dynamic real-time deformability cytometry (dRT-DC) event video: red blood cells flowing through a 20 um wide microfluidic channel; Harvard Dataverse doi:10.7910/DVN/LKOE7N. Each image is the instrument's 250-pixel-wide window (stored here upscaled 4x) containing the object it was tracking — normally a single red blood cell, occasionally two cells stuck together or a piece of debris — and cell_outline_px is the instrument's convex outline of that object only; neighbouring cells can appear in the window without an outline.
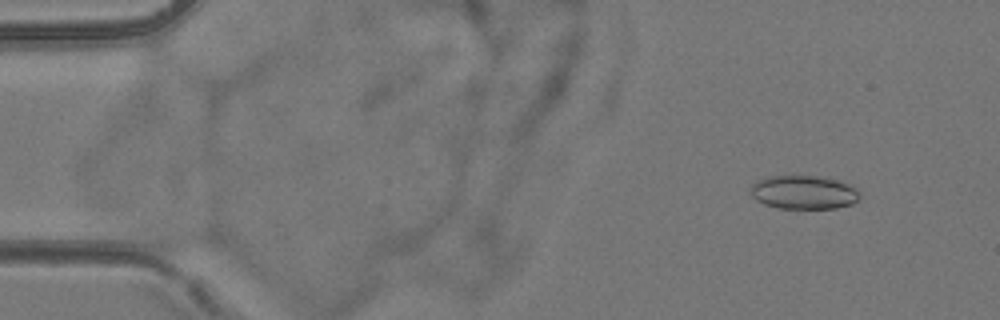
{"species": "common noctule bat (a hibernating species)", "species_latin": "Nyctalus noctula", "temperature_condition": "room temperature", "stored_images_in_passage": 5, "camera_frame_rate_fps": 3000, "um_per_image_px": 0.085, "animal": {"sex": "female", "body_mass_g": 24.6, "forearm_length_mm": 56.2}, "frame": {"image": 1, "passage_image": 2, "time_ms": 1.333, "image_size_px": [1000, 320], "cell_outline_px": [[860, 200], [852, 204], [836, 208], [780, 208], [764, 204], [756, 200], [752, 196], [752, 184], [756, 180], [768, 176], [816, 176], [836, 180], [852, 184], [860, 192]], "centroid_in_image_um": [68.36, 16.34], "position_along_channel_um": 16.6, "area_um2": 21.5}}